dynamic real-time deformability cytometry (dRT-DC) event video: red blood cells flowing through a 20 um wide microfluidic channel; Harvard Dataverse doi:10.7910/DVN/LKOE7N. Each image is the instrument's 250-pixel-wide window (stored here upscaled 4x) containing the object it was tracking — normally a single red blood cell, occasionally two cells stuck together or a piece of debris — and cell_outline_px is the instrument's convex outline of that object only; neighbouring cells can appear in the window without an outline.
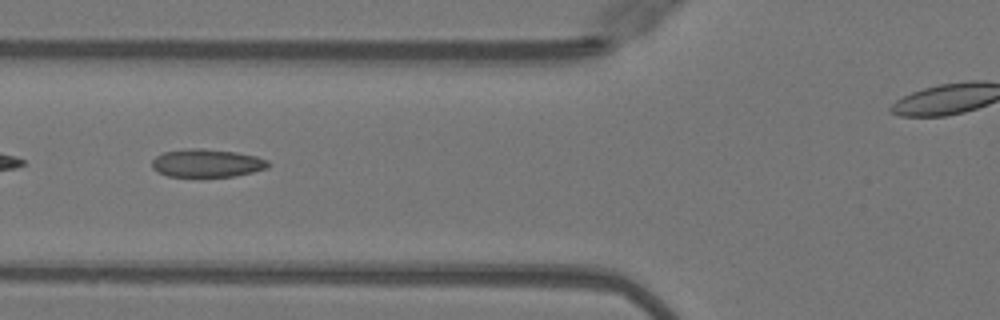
{"species": "Egyptian fruit bat (a non-hibernating species)", "species_latin": "Rousettus aegyptiacus", "temperature_condition": "warm", "stored_images_in_passage": 46, "camera_frame_rate_fps": 3000, "um_per_image_px": 0.085, "animal": {"sex": "female"}, "frame": {"image": 1, "passage_image": 20, "time_ms": 6.333, "image_size_px": [1000, 320], "cell_outline_px": [[272, 164], [268, 168], [252, 172], [232, 176], [168, 176], [156, 172], [152, 168], [152, 160], [156, 156], [164, 152], [188, 148], [200, 148], [236, 152], [256, 156], [268, 160]], "centroid_in_image_um": [17.59, 13.86], "position_along_channel_um": 108.2, "area_um2": 19.02}, "authors_computed_cell_mechanics": {"area_um2": 18.9584, "velocity_mm_per_s": 4.0854, "shape_relaxation_time_tau1_ms": 6.8347, "shape_relaxation_time_tau2_ms": 1.0343, "deformation_change_tau1": 0.2112, "deformation_change_tau2": 0.066}}